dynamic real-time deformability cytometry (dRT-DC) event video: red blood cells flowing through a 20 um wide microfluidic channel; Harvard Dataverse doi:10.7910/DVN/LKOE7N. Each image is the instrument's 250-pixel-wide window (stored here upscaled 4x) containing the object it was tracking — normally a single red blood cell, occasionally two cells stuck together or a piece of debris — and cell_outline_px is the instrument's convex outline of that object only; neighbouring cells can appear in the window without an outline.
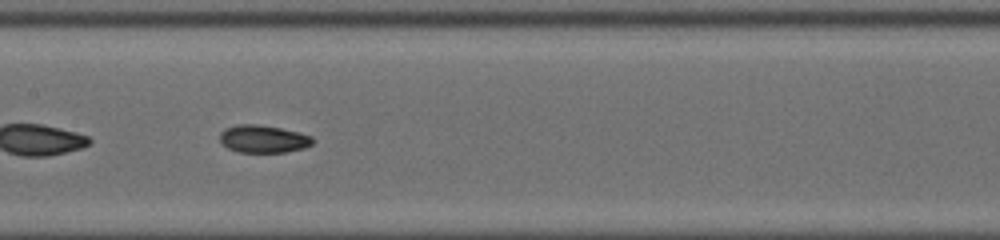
{"species": "common noctule bat (a hibernating species)", "species_latin": "Nyctalus noctula", "temperature_condition": "cold", "stored_images_in_passage": 37, "camera_frame_rate_fps": 3000, "um_per_image_px": 0.085, "animal": {"sex": "male", "body_mass_g": 19.0, "forearm_length_mm": 50.8}, "frame": {"image": 1, "passage_image": 11, "time_ms": 3.333, "image_size_px": [1000, 240], "cell_outline_px": [[312, 144], [304, 148], [284, 152], [240, 152], [228, 148], [220, 140], [220, 132], [224, 128], [236, 124], [256, 124], [280, 128], [312, 136]], "centroid_in_image_um": [22.34, 11.8], "position_along_channel_um": 185.1, "area_um2": 14.8}}
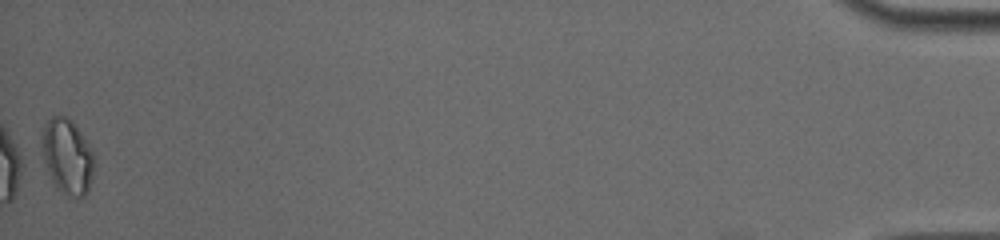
{"frame": {"image": 2, "passage_image": 37, "time_ms": 12.0, "image_size_px": [1000, 240], "cell_outline_px": [[96, 164], [88, 192], [84, 196], [72, 196], [56, 188], [52, 180], [44, 160], [44, 124], [52, 116], [68, 116], [72, 120], [88, 144], [92, 152]], "centroid_in_image_um": [5.77, 13.3], "position_along_channel_um": 429.4, "area_um2": 22.37}, "authors_computed_cell_mechanics": {"area_um2": 15.028, "velocity_mm_per_s": 3.9573, "shape_relaxation_time_tau1_ms": 7.1453, "shape_relaxation_time_tau2_ms": 2.6567, "deformation_change_tau1": 0.1705, "deformation_change_tau2": 0.0662}}